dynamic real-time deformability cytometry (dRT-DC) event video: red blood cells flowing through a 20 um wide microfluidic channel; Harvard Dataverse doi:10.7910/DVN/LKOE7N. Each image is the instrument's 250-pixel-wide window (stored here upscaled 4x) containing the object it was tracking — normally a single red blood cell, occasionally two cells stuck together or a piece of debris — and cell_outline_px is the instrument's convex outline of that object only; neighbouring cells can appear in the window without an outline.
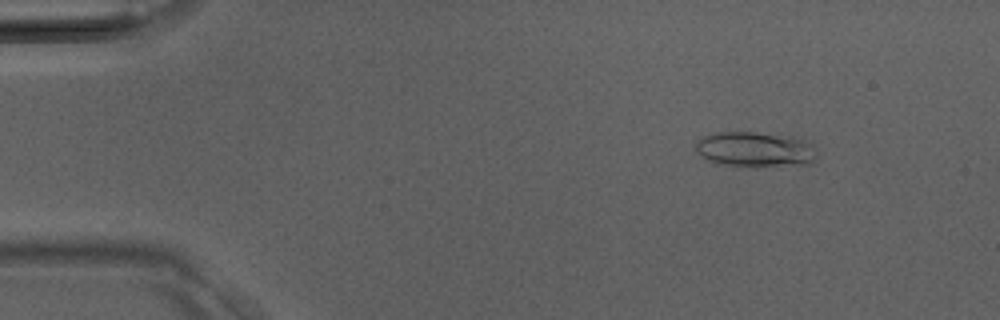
{"species": "Egyptian fruit bat (a non-hibernating species)", "species_latin": "Rousettus aegyptiacus", "temperature_condition": "room temperature", "stored_images_in_passage": 10, "camera_frame_rate_fps": 3000, "um_per_image_px": 0.085, "animal": {"sex": "male"}, "frame": {"image": 1, "passage_image": 5, "time_ms": 1.333, "image_size_px": [1000, 320], "cell_outline_px": [[816, 160], [808, 164], [716, 164], [700, 156], [696, 152], [696, 140], [700, 136], [716, 132], [756, 132], [804, 140], [816, 144]], "centroid_in_image_um": [64.13, 12.66], "position_along_channel_um": 20.9, "area_um2": 24.22}}